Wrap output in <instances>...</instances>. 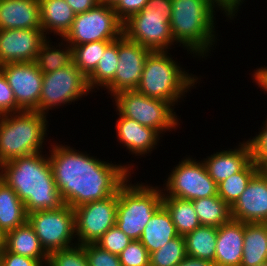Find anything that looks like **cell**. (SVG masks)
<instances>
[{"label": "cell", "mask_w": 267, "mask_h": 266, "mask_svg": "<svg viewBox=\"0 0 267 266\" xmlns=\"http://www.w3.org/2000/svg\"><path fill=\"white\" fill-rule=\"evenodd\" d=\"M55 142L49 144L48 152L54 180L63 203L73 209L116 194L134 174L135 164L109 163L69 144Z\"/></svg>", "instance_id": "6da1fadb"}, {"label": "cell", "mask_w": 267, "mask_h": 266, "mask_svg": "<svg viewBox=\"0 0 267 266\" xmlns=\"http://www.w3.org/2000/svg\"><path fill=\"white\" fill-rule=\"evenodd\" d=\"M37 152L3 163L0 178L24 203L27 214L64 205L57 189L48 153Z\"/></svg>", "instance_id": "7a4b0ae2"}, {"label": "cell", "mask_w": 267, "mask_h": 266, "mask_svg": "<svg viewBox=\"0 0 267 266\" xmlns=\"http://www.w3.org/2000/svg\"><path fill=\"white\" fill-rule=\"evenodd\" d=\"M216 12L209 0H172L169 23L177 47L185 48L192 57H208L219 41Z\"/></svg>", "instance_id": "3957f363"}, {"label": "cell", "mask_w": 267, "mask_h": 266, "mask_svg": "<svg viewBox=\"0 0 267 266\" xmlns=\"http://www.w3.org/2000/svg\"><path fill=\"white\" fill-rule=\"evenodd\" d=\"M179 64L168 51L151 52L145 60L136 90L152 99L167 101L173 106H178L183 97H186L185 94L189 91L191 93V89L196 88L195 85L202 77L190 74L189 70H185Z\"/></svg>", "instance_id": "277c9868"}, {"label": "cell", "mask_w": 267, "mask_h": 266, "mask_svg": "<svg viewBox=\"0 0 267 266\" xmlns=\"http://www.w3.org/2000/svg\"><path fill=\"white\" fill-rule=\"evenodd\" d=\"M47 118L38 111L26 110L0 115V166L45 150L49 132Z\"/></svg>", "instance_id": "5b68a950"}, {"label": "cell", "mask_w": 267, "mask_h": 266, "mask_svg": "<svg viewBox=\"0 0 267 266\" xmlns=\"http://www.w3.org/2000/svg\"><path fill=\"white\" fill-rule=\"evenodd\" d=\"M132 177L118 190L115 226L134 241L140 240L147 223L162 206L163 192L160 185L142 181L133 184Z\"/></svg>", "instance_id": "8992f818"}, {"label": "cell", "mask_w": 267, "mask_h": 266, "mask_svg": "<svg viewBox=\"0 0 267 266\" xmlns=\"http://www.w3.org/2000/svg\"><path fill=\"white\" fill-rule=\"evenodd\" d=\"M171 13L172 0H148L143 10L123 23V34L152 52H170L176 45L169 23Z\"/></svg>", "instance_id": "52a82bcc"}, {"label": "cell", "mask_w": 267, "mask_h": 266, "mask_svg": "<svg viewBox=\"0 0 267 266\" xmlns=\"http://www.w3.org/2000/svg\"><path fill=\"white\" fill-rule=\"evenodd\" d=\"M111 98L120 115L155 129L162 137L165 132L175 131L181 123L170 102L152 99L137 90L121 91Z\"/></svg>", "instance_id": "ba28073f"}, {"label": "cell", "mask_w": 267, "mask_h": 266, "mask_svg": "<svg viewBox=\"0 0 267 266\" xmlns=\"http://www.w3.org/2000/svg\"><path fill=\"white\" fill-rule=\"evenodd\" d=\"M184 157L164 180L162 197L192 201L218 195L217 183L209 176L203 161H197L190 155Z\"/></svg>", "instance_id": "9c48e42d"}, {"label": "cell", "mask_w": 267, "mask_h": 266, "mask_svg": "<svg viewBox=\"0 0 267 266\" xmlns=\"http://www.w3.org/2000/svg\"><path fill=\"white\" fill-rule=\"evenodd\" d=\"M89 93L93 92L89 89L87 78L74 63L43 74L38 112L48 116L49 110L70 105L88 96Z\"/></svg>", "instance_id": "30bf717a"}, {"label": "cell", "mask_w": 267, "mask_h": 266, "mask_svg": "<svg viewBox=\"0 0 267 266\" xmlns=\"http://www.w3.org/2000/svg\"><path fill=\"white\" fill-rule=\"evenodd\" d=\"M123 34V23L112 6L98 4L76 14L71 28L62 37L72 47L96 41H115Z\"/></svg>", "instance_id": "8fae6325"}, {"label": "cell", "mask_w": 267, "mask_h": 266, "mask_svg": "<svg viewBox=\"0 0 267 266\" xmlns=\"http://www.w3.org/2000/svg\"><path fill=\"white\" fill-rule=\"evenodd\" d=\"M27 221L47 254L78 244L75 237V212L67 204L58 209L28 213Z\"/></svg>", "instance_id": "7c38bea8"}, {"label": "cell", "mask_w": 267, "mask_h": 266, "mask_svg": "<svg viewBox=\"0 0 267 266\" xmlns=\"http://www.w3.org/2000/svg\"><path fill=\"white\" fill-rule=\"evenodd\" d=\"M118 192L74 208L75 237L80 245L97 243L116 223Z\"/></svg>", "instance_id": "4fadbf2b"}, {"label": "cell", "mask_w": 267, "mask_h": 266, "mask_svg": "<svg viewBox=\"0 0 267 266\" xmlns=\"http://www.w3.org/2000/svg\"><path fill=\"white\" fill-rule=\"evenodd\" d=\"M151 52L124 34L118 38V67L114 79L103 89L110 98L121 91L137 89L145 60Z\"/></svg>", "instance_id": "5bb4252c"}, {"label": "cell", "mask_w": 267, "mask_h": 266, "mask_svg": "<svg viewBox=\"0 0 267 266\" xmlns=\"http://www.w3.org/2000/svg\"><path fill=\"white\" fill-rule=\"evenodd\" d=\"M0 69L13 90L17 105L24 111H38L43 73L36 62L7 63Z\"/></svg>", "instance_id": "9a60e30c"}, {"label": "cell", "mask_w": 267, "mask_h": 266, "mask_svg": "<svg viewBox=\"0 0 267 266\" xmlns=\"http://www.w3.org/2000/svg\"><path fill=\"white\" fill-rule=\"evenodd\" d=\"M48 37L42 28L0 30V66L35 61L42 43Z\"/></svg>", "instance_id": "2e32d148"}, {"label": "cell", "mask_w": 267, "mask_h": 266, "mask_svg": "<svg viewBox=\"0 0 267 266\" xmlns=\"http://www.w3.org/2000/svg\"><path fill=\"white\" fill-rule=\"evenodd\" d=\"M232 220L244 223L267 222V174L259 170L231 207Z\"/></svg>", "instance_id": "e0dca14e"}, {"label": "cell", "mask_w": 267, "mask_h": 266, "mask_svg": "<svg viewBox=\"0 0 267 266\" xmlns=\"http://www.w3.org/2000/svg\"><path fill=\"white\" fill-rule=\"evenodd\" d=\"M118 119H116V138L119 143L126 147L129 154L146 157L152 153L160 143L162 136L153 128L141 125L136 120L123 117L116 111ZM145 155V156H144Z\"/></svg>", "instance_id": "ac0fdd59"}, {"label": "cell", "mask_w": 267, "mask_h": 266, "mask_svg": "<svg viewBox=\"0 0 267 266\" xmlns=\"http://www.w3.org/2000/svg\"><path fill=\"white\" fill-rule=\"evenodd\" d=\"M245 140L233 149L216 151L202 159L209 176L217 184L242 171L252 161L251 147L247 139Z\"/></svg>", "instance_id": "d6986e66"}, {"label": "cell", "mask_w": 267, "mask_h": 266, "mask_svg": "<svg viewBox=\"0 0 267 266\" xmlns=\"http://www.w3.org/2000/svg\"><path fill=\"white\" fill-rule=\"evenodd\" d=\"M244 246V222L230 220L217 228L215 266H240Z\"/></svg>", "instance_id": "ffe728a7"}, {"label": "cell", "mask_w": 267, "mask_h": 266, "mask_svg": "<svg viewBox=\"0 0 267 266\" xmlns=\"http://www.w3.org/2000/svg\"><path fill=\"white\" fill-rule=\"evenodd\" d=\"M41 28L39 0H0V30Z\"/></svg>", "instance_id": "44dd1931"}, {"label": "cell", "mask_w": 267, "mask_h": 266, "mask_svg": "<svg viewBox=\"0 0 267 266\" xmlns=\"http://www.w3.org/2000/svg\"><path fill=\"white\" fill-rule=\"evenodd\" d=\"M41 28L44 34L61 38L71 28L75 13L66 0H39Z\"/></svg>", "instance_id": "7402d4cb"}, {"label": "cell", "mask_w": 267, "mask_h": 266, "mask_svg": "<svg viewBox=\"0 0 267 266\" xmlns=\"http://www.w3.org/2000/svg\"><path fill=\"white\" fill-rule=\"evenodd\" d=\"M4 248L14 254L37 259L43 266L47 264L48 254L28 221L5 233Z\"/></svg>", "instance_id": "603a6c76"}, {"label": "cell", "mask_w": 267, "mask_h": 266, "mask_svg": "<svg viewBox=\"0 0 267 266\" xmlns=\"http://www.w3.org/2000/svg\"><path fill=\"white\" fill-rule=\"evenodd\" d=\"M177 236L179 235L172 222L171 215L162 205L147 223L139 241L150 254L159 250Z\"/></svg>", "instance_id": "cb8c5ba5"}, {"label": "cell", "mask_w": 267, "mask_h": 266, "mask_svg": "<svg viewBox=\"0 0 267 266\" xmlns=\"http://www.w3.org/2000/svg\"><path fill=\"white\" fill-rule=\"evenodd\" d=\"M267 262L266 223H244V246L240 266H258Z\"/></svg>", "instance_id": "d4e9b609"}, {"label": "cell", "mask_w": 267, "mask_h": 266, "mask_svg": "<svg viewBox=\"0 0 267 266\" xmlns=\"http://www.w3.org/2000/svg\"><path fill=\"white\" fill-rule=\"evenodd\" d=\"M28 214L17 193L0 178V228L7 233L27 222Z\"/></svg>", "instance_id": "484cf974"}, {"label": "cell", "mask_w": 267, "mask_h": 266, "mask_svg": "<svg viewBox=\"0 0 267 266\" xmlns=\"http://www.w3.org/2000/svg\"><path fill=\"white\" fill-rule=\"evenodd\" d=\"M50 41L52 40L48 37L42 43L35 60L38 69L43 74H48L74 63L73 47L70 44L63 38L60 39L61 42L58 44L54 42V45L52 44L53 41Z\"/></svg>", "instance_id": "4316f807"}, {"label": "cell", "mask_w": 267, "mask_h": 266, "mask_svg": "<svg viewBox=\"0 0 267 266\" xmlns=\"http://www.w3.org/2000/svg\"><path fill=\"white\" fill-rule=\"evenodd\" d=\"M187 256L214 263L217 227L200 225L184 236Z\"/></svg>", "instance_id": "83f0119b"}, {"label": "cell", "mask_w": 267, "mask_h": 266, "mask_svg": "<svg viewBox=\"0 0 267 266\" xmlns=\"http://www.w3.org/2000/svg\"><path fill=\"white\" fill-rule=\"evenodd\" d=\"M162 205L171 215L172 222L179 236H185L201 225L191 200L177 197H162Z\"/></svg>", "instance_id": "f1b7e54d"}, {"label": "cell", "mask_w": 267, "mask_h": 266, "mask_svg": "<svg viewBox=\"0 0 267 266\" xmlns=\"http://www.w3.org/2000/svg\"><path fill=\"white\" fill-rule=\"evenodd\" d=\"M201 225L220 227L231 218V207L218 195L192 200Z\"/></svg>", "instance_id": "f546056e"}, {"label": "cell", "mask_w": 267, "mask_h": 266, "mask_svg": "<svg viewBox=\"0 0 267 266\" xmlns=\"http://www.w3.org/2000/svg\"><path fill=\"white\" fill-rule=\"evenodd\" d=\"M118 39L113 41L104 51L95 70L87 77L89 89H104L115 77L118 67ZM100 87V88H99Z\"/></svg>", "instance_id": "4dcf8cb0"}, {"label": "cell", "mask_w": 267, "mask_h": 266, "mask_svg": "<svg viewBox=\"0 0 267 266\" xmlns=\"http://www.w3.org/2000/svg\"><path fill=\"white\" fill-rule=\"evenodd\" d=\"M259 170V167L252 160L242 171L229 176L217 184L218 196L232 207L246 189L251 178Z\"/></svg>", "instance_id": "1f68e13d"}, {"label": "cell", "mask_w": 267, "mask_h": 266, "mask_svg": "<svg viewBox=\"0 0 267 266\" xmlns=\"http://www.w3.org/2000/svg\"><path fill=\"white\" fill-rule=\"evenodd\" d=\"M113 41H96L73 47L75 66L87 78L96 68L105 49Z\"/></svg>", "instance_id": "d6a6232c"}, {"label": "cell", "mask_w": 267, "mask_h": 266, "mask_svg": "<svg viewBox=\"0 0 267 266\" xmlns=\"http://www.w3.org/2000/svg\"><path fill=\"white\" fill-rule=\"evenodd\" d=\"M186 256L184 236H177L150 253V266H177Z\"/></svg>", "instance_id": "836d02e7"}, {"label": "cell", "mask_w": 267, "mask_h": 266, "mask_svg": "<svg viewBox=\"0 0 267 266\" xmlns=\"http://www.w3.org/2000/svg\"><path fill=\"white\" fill-rule=\"evenodd\" d=\"M46 266H89L83 245L59 249L48 254Z\"/></svg>", "instance_id": "e575fe53"}, {"label": "cell", "mask_w": 267, "mask_h": 266, "mask_svg": "<svg viewBox=\"0 0 267 266\" xmlns=\"http://www.w3.org/2000/svg\"><path fill=\"white\" fill-rule=\"evenodd\" d=\"M122 266H150V254L139 240L132 241L119 255Z\"/></svg>", "instance_id": "d590c367"}, {"label": "cell", "mask_w": 267, "mask_h": 266, "mask_svg": "<svg viewBox=\"0 0 267 266\" xmlns=\"http://www.w3.org/2000/svg\"><path fill=\"white\" fill-rule=\"evenodd\" d=\"M262 124L264 126L261 127L260 132L247 141L251 147L252 160L260 170L264 171L267 168V118Z\"/></svg>", "instance_id": "8d00e7d4"}, {"label": "cell", "mask_w": 267, "mask_h": 266, "mask_svg": "<svg viewBox=\"0 0 267 266\" xmlns=\"http://www.w3.org/2000/svg\"><path fill=\"white\" fill-rule=\"evenodd\" d=\"M131 242L132 240L127 235L116 226H113L99 239V241H97L96 244L102 249L119 256Z\"/></svg>", "instance_id": "74e56055"}, {"label": "cell", "mask_w": 267, "mask_h": 266, "mask_svg": "<svg viewBox=\"0 0 267 266\" xmlns=\"http://www.w3.org/2000/svg\"><path fill=\"white\" fill-rule=\"evenodd\" d=\"M89 266H122L119 256L102 249L96 243L83 245Z\"/></svg>", "instance_id": "f35d334b"}, {"label": "cell", "mask_w": 267, "mask_h": 266, "mask_svg": "<svg viewBox=\"0 0 267 266\" xmlns=\"http://www.w3.org/2000/svg\"><path fill=\"white\" fill-rule=\"evenodd\" d=\"M23 111L16 103L13 90L0 69V115Z\"/></svg>", "instance_id": "ab89813d"}, {"label": "cell", "mask_w": 267, "mask_h": 266, "mask_svg": "<svg viewBox=\"0 0 267 266\" xmlns=\"http://www.w3.org/2000/svg\"><path fill=\"white\" fill-rule=\"evenodd\" d=\"M148 0H118L113 6L118 19L124 23L132 15L139 13L147 6Z\"/></svg>", "instance_id": "60d3db41"}, {"label": "cell", "mask_w": 267, "mask_h": 266, "mask_svg": "<svg viewBox=\"0 0 267 266\" xmlns=\"http://www.w3.org/2000/svg\"><path fill=\"white\" fill-rule=\"evenodd\" d=\"M0 261L2 266H43L37 259L14 254L5 248L0 253Z\"/></svg>", "instance_id": "b9f144b4"}, {"label": "cell", "mask_w": 267, "mask_h": 266, "mask_svg": "<svg viewBox=\"0 0 267 266\" xmlns=\"http://www.w3.org/2000/svg\"><path fill=\"white\" fill-rule=\"evenodd\" d=\"M245 0H209L211 6L216 10H220L225 14L226 20H233L237 18V14L240 11V6L244 4ZM229 18V19H228Z\"/></svg>", "instance_id": "7bdbcfd3"}, {"label": "cell", "mask_w": 267, "mask_h": 266, "mask_svg": "<svg viewBox=\"0 0 267 266\" xmlns=\"http://www.w3.org/2000/svg\"><path fill=\"white\" fill-rule=\"evenodd\" d=\"M75 14H80L95 8L99 0H66Z\"/></svg>", "instance_id": "ee69618b"}, {"label": "cell", "mask_w": 267, "mask_h": 266, "mask_svg": "<svg viewBox=\"0 0 267 266\" xmlns=\"http://www.w3.org/2000/svg\"><path fill=\"white\" fill-rule=\"evenodd\" d=\"M252 80L255 81L256 85L267 94V66H260L253 71Z\"/></svg>", "instance_id": "f6af8a7d"}, {"label": "cell", "mask_w": 267, "mask_h": 266, "mask_svg": "<svg viewBox=\"0 0 267 266\" xmlns=\"http://www.w3.org/2000/svg\"><path fill=\"white\" fill-rule=\"evenodd\" d=\"M177 266H215L208 260L186 256Z\"/></svg>", "instance_id": "bcb514c9"}, {"label": "cell", "mask_w": 267, "mask_h": 266, "mask_svg": "<svg viewBox=\"0 0 267 266\" xmlns=\"http://www.w3.org/2000/svg\"><path fill=\"white\" fill-rule=\"evenodd\" d=\"M4 246H5V233L0 228V253L4 250Z\"/></svg>", "instance_id": "7dc6e473"}, {"label": "cell", "mask_w": 267, "mask_h": 266, "mask_svg": "<svg viewBox=\"0 0 267 266\" xmlns=\"http://www.w3.org/2000/svg\"><path fill=\"white\" fill-rule=\"evenodd\" d=\"M100 4L108 5V6H114L118 0H99Z\"/></svg>", "instance_id": "c3c4849f"}, {"label": "cell", "mask_w": 267, "mask_h": 266, "mask_svg": "<svg viewBox=\"0 0 267 266\" xmlns=\"http://www.w3.org/2000/svg\"><path fill=\"white\" fill-rule=\"evenodd\" d=\"M258 266H267V262L262 263L261 265H258Z\"/></svg>", "instance_id": "681fc988"}]
</instances>
